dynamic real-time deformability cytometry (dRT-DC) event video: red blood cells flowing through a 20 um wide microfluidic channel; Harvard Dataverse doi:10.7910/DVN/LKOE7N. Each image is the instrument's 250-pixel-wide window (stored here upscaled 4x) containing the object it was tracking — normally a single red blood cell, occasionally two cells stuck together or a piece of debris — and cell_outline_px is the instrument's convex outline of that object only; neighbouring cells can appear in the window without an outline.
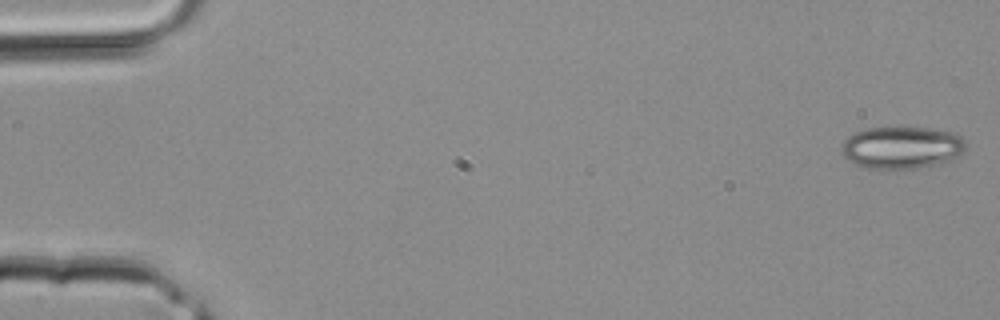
{"species": "common noctule bat (a hibernating species)", "species_latin": "Nyctalus noctula", "temperature_condition": "room temperature", "stored_images_in_passage": 37, "camera_frame_rate_fps": 3000, "um_per_image_px": 0.085, "animal": {"sex": "male", "body_mass_g": 20.4}, "frame": {"image": 1, "passage_image": 1, "time_ms": 0.0, "image_size_px": [1000, 320], "cell_outline_px": [[964, 148], [956, 156], [948, 160], [912, 168], [868, 168], [856, 164], [848, 160], [840, 152], [840, 148], [844, 140], [848, 136], [856, 132], [868, 128], [900, 124], [928, 128], [952, 132], [960, 136], [964, 140]], "centroid_in_image_um": [76.56, 12.47], "position_along_channel_um": 8.4, "area_um2": 30.69}}
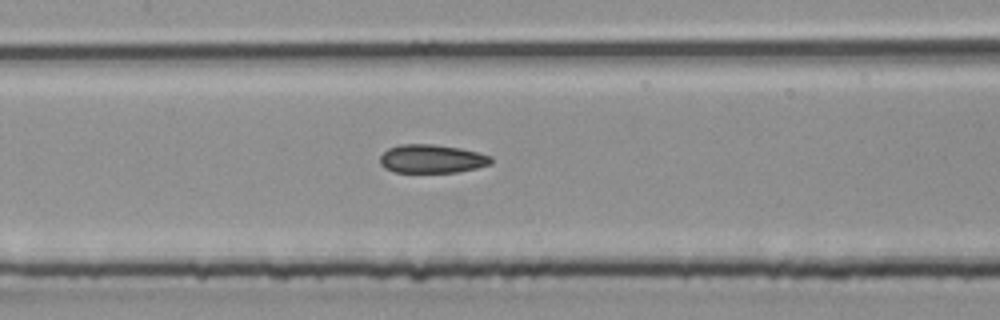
{"frame": {"image": 2, "passage_image": 19, "time_ms": 6.0, "image_size_px": [1000, 320], "cell_outline_px": [[492, 164], [476, 168], [456, 172], [392, 172], [384, 168], [380, 164], [380, 156], [388, 148], [400, 144], [432, 144], [460, 148], [492, 156]], "centroid_in_image_um": [36.69, 13.5], "position_along_channel_um": 170.7, "area_um2": 18.5}}
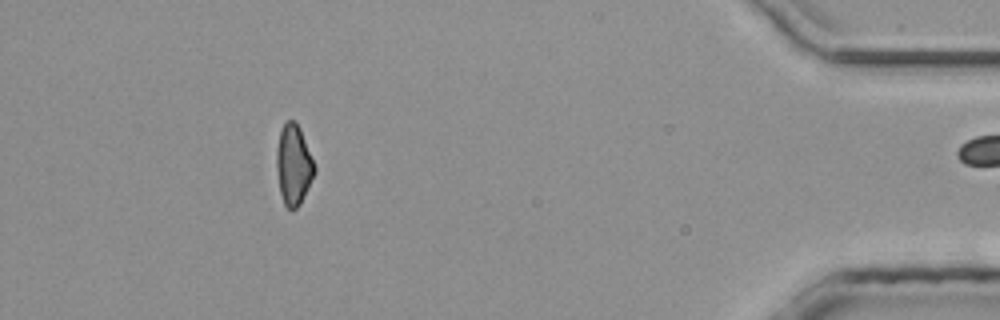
{"frame": {"image": 3, "passage_image": 36, "time_ms": 11.667, "image_size_px": [1000, 320], "cell_outline_px": [[316, 172], [300, 204], [292, 212], [284, 204], [280, 192], [276, 168], [276, 152], [280, 132], [284, 124], [288, 120], [296, 120], [300, 128], [316, 168]], "centroid_in_image_um": [24.95, 14.03], "position_along_channel_um": 410.2, "area_um2": 17.74}}